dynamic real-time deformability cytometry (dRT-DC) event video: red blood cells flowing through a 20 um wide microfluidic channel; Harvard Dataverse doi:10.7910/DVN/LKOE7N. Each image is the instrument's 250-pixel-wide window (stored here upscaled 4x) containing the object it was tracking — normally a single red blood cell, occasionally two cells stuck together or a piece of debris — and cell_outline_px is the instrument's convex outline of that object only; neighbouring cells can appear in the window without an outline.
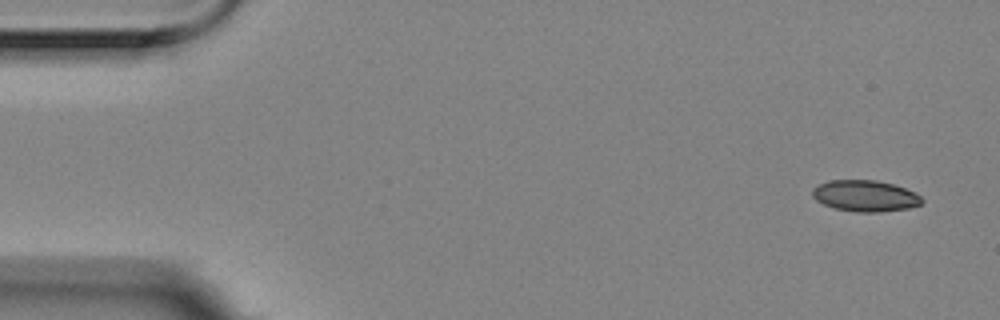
{"species": "Egyptian fruit bat (a non-hibernating species)", "species_latin": "Rousettus aegyptiacus", "temperature_condition": "room temperature", "stored_images_in_passage": 14, "camera_frame_rate_fps": 3000, "um_per_image_px": 0.085, "animal": {"sex": "female"}, "frame": {"image": 1, "passage_image": 1, "time_ms": 0.0, "image_size_px": [1000, 320], "cell_outline_px": [[924, 200], [920, 204], [908, 208], [880, 212], [856, 212], [836, 208], [824, 204], [816, 200], [812, 196], [812, 188], [828, 180], [876, 180], [892, 184], [916, 192]], "centroid_in_image_um": [73.54, 16.64], "position_along_channel_um": 11.5, "area_um2": 19.88}}
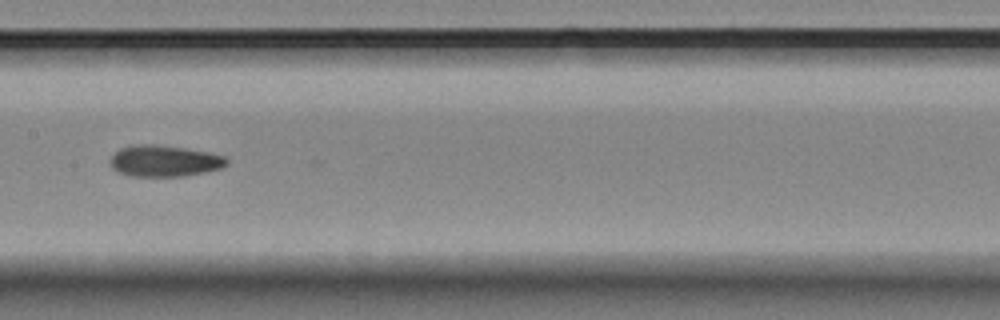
{"frame": {"image": 2, "passage_image": 7, "time_ms": 2.0, "image_size_px": [1000, 320], "cell_outline_px": [[228, 164], [220, 168], [204, 172], [184, 176], [128, 176], [116, 172], [108, 164], [108, 160], [112, 152], [120, 148], [132, 144], [152, 144], [184, 148], [208, 152], [224, 156], [228, 160]], "centroid_in_image_um": [13.87, 13.68], "position_along_channel_um": 193.5, "area_um2": 21.62}}
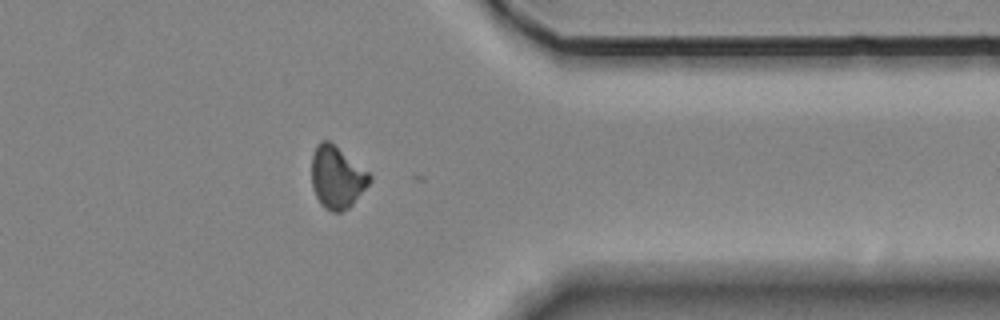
{"frame": {"image": 3, "passage_image": 12, "time_ms": 3.667, "image_size_px": [1000, 320], "cell_outline_px": [[372, 180], [352, 204], [348, 208], [340, 212], [332, 212], [324, 208], [320, 204], [312, 188], [312, 156], [316, 144], [320, 140], [328, 140], [368, 172], [372, 176]], "centroid_in_image_um": [28.61, 15.08], "position_along_channel_um": 382.8, "area_um2": 20.87}}